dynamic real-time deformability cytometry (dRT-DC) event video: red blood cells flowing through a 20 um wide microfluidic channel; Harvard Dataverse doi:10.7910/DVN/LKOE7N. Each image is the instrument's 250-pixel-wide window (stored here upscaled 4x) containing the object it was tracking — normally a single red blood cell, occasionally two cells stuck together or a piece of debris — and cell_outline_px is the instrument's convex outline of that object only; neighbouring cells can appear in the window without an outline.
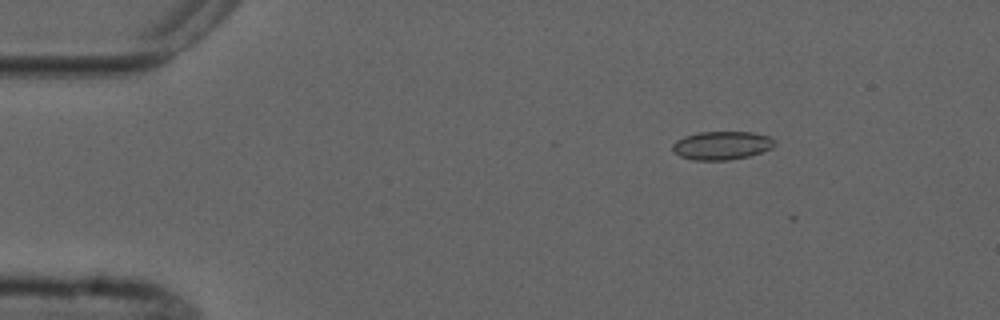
{"species": "common noctule bat (a hibernating species)", "species_latin": "Nyctalus noctula", "temperature_condition": "cold", "stored_images_in_passage": 4, "camera_frame_rate_fps": 3000, "um_per_image_px": 0.085, "animal": {"sex": "male", "forearm_length_mm": 52.5}, "frame": {"image": 1, "passage_image": 2, "time_ms": 1.0, "image_size_px": [1000, 320], "cell_outline_px": [[776, 144], [772, 148], [748, 156], [728, 160], [692, 160], [680, 156], [672, 148], [672, 144], [676, 140], [684, 136], [700, 132], [752, 132], [768, 136], [776, 140]], "centroid_in_image_um": [61.36, 12.36], "position_along_channel_um": 23.6, "area_um2": 16.88}}